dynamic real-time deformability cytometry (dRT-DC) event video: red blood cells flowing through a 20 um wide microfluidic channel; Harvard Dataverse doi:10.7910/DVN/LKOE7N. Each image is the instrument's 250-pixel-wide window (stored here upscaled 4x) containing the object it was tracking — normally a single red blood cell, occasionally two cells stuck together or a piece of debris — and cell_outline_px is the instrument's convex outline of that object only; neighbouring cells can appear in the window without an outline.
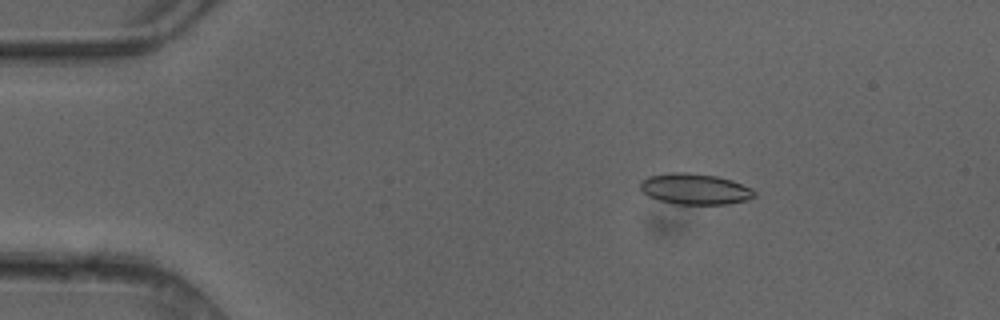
{"species": "common noctule bat (a hibernating species)", "species_latin": "Nyctalus noctula", "temperature_condition": "cold", "stored_images_in_passage": 4, "camera_frame_rate_fps": 3000, "um_per_image_px": 0.085, "animal": {"sex": "female"}, "frame": {"image": 1, "passage_image": 2, "time_ms": 0.333, "image_size_px": [1000, 320], "cell_outline_px": [[756, 196], [748, 200], [724, 204], [676, 204], [660, 200], [648, 196], [640, 188], [640, 180], [648, 176], [676, 172], [688, 172], [716, 176], [732, 180], [752, 188], [756, 192]], "centroid_in_image_um": [59.09, 16.06], "position_along_channel_um": 25.9, "area_um2": 20.58}}
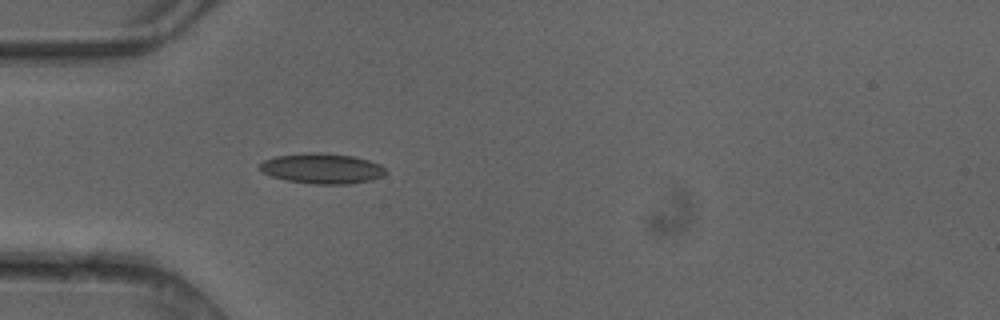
{"frame": {"image": 2, "passage_image": 4, "time_ms": 1.0, "image_size_px": [1000, 320], "cell_outline_px": [[384, 176], [372, 180], [348, 184], [312, 184], [288, 180], [272, 176], [260, 172], [260, 164], [264, 160], [276, 156], [304, 152], [324, 152], [352, 156], [368, 160], [380, 164], [384, 168]], "centroid_in_image_um": [27.36, 14.31], "position_along_channel_um": 57.6, "area_um2": 22.31}}